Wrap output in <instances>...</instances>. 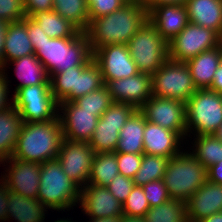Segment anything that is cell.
Returning a JSON list of instances; mask_svg holds the SVG:
<instances>
[{
  "mask_svg": "<svg viewBox=\"0 0 222 222\" xmlns=\"http://www.w3.org/2000/svg\"><path fill=\"white\" fill-rule=\"evenodd\" d=\"M90 22L98 17L108 15L126 4L124 0H86Z\"/></svg>",
  "mask_w": 222,
  "mask_h": 222,
  "instance_id": "obj_40",
  "label": "cell"
},
{
  "mask_svg": "<svg viewBox=\"0 0 222 222\" xmlns=\"http://www.w3.org/2000/svg\"><path fill=\"white\" fill-rule=\"evenodd\" d=\"M148 20L147 7L136 3H126L108 15L92 20L85 34L94 53L109 44H125Z\"/></svg>",
  "mask_w": 222,
  "mask_h": 222,
  "instance_id": "obj_1",
  "label": "cell"
},
{
  "mask_svg": "<svg viewBox=\"0 0 222 222\" xmlns=\"http://www.w3.org/2000/svg\"><path fill=\"white\" fill-rule=\"evenodd\" d=\"M123 205V214L133 217H144L150 209L141 186H134Z\"/></svg>",
  "mask_w": 222,
  "mask_h": 222,
  "instance_id": "obj_37",
  "label": "cell"
},
{
  "mask_svg": "<svg viewBox=\"0 0 222 222\" xmlns=\"http://www.w3.org/2000/svg\"><path fill=\"white\" fill-rule=\"evenodd\" d=\"M62 140L59 117L52 121L24 122L11 157L42 164L57 158Z\"/></svg>",
  "mask_w": 222,
  "mask_h": 222,
  "instance_id": "obj_2",
  "label": "cell"
},
{
  "mask_svg": "<svg viewBox=\"0 0 222 222\" xmlns=\"http://www.w3.org/2000/svg\"><path fill=\"white\" fill-rule=\"evenodd\" d=\"M148 21L167 41H171L189 23L184 5L161 4L148 11Z\"/></svg>",
  "mask_w": 222,
  "mask_h": 222,
  "instance_id": "obj_21",
  "label": "cell"
},
{
  "mask_svg": "<svg viewBox=\"0 0 222 222\" xmlns=\"http://www.w3.org/2000/svg\"><path fill=\"white\" fill-rule=\"evenodd\" d=\"M79 206L89 219L115 217L123 214V205L107 187L86 184L81 188Z\"/></svg>",
  "mask_w": 222,
  "mask_h": 222,
  "instance_id": "obj_19",
  "label": "cell"
},
{
  "mask_svg": "<svg viewBox=\"0 0 222 222\" xmlns=\"http://www.w3.org/2000/svg\"><path fill=\"white\" fill-rule=\"evenodd\" d=\"M35 54L26 28V18L7 23L4 40L3 66L23 56Z\"/></svg>",
  "mask_w": 222,
  "mask_h": 222,
  "instance_id": "obj_26",
  "label": "cell"
},
{
  "mask_svg": "<svg viewBox=\"0 0 222 222\" xmlns=\"http://www.w3.org/2000/svg\"><path fill=\"white\" fill-rule=\"evenodd\" d=\"M169 158L143 154L141 166L135 174L133 181L136 186L163 179Z\"/></svg>",
  "mask_w": 222,
  "mask_h": 222,
  "instance_id": "obj_35",
  "label": "cell"
},
{
  "mask_svg": "<svg viewBox=\"0 0 222 222\" xmlns=\"http://www.w3.org/2000/svg\"><path fill=\"white\" fill-rule=\"evenodd\" d=\"M7 22L0 20V69L3 67L4 40Z\"/></svg>",
  "mask_w": 222,
  "mask_h": 222,
  "instance_id": "obj_49",
  "label": "cell"
},
{
  "mask_svg": "<svg viewBox=\"0 0 222 222\" xmlns=\"http://www.w3.org/2000/svg\"><path fill=\"white\" fill-rule=\"evenodd\" d=\"M74 102L83 110L93 111L100 118L113 101L106 85H104L97 90L77 98Z\"/></svg>",
  "mask_w": 222,
  "mask_h": 222,
  "instance_id": "obj_36",
  "label": "cell"
},
{
  "mask_svg": "<svg viewBox=\"0 0 222 222\" xmlns=\"http://www.w3.org/2000/svg\"><path fill=\"white\" fill-rule=\"evenodd\" d=\"M137 70L152 76L168 59V42L147 20L127 43Z\"/></svg>",
  "mask_w": 222,
  "mask_h": 222,
  "instance_id": "obj_8",
  "label": "cell"
},
{
  "mask_svg": "<svg viewBox=\"0 0 222 222\" xmlns=\"http://www.w3.org/2000/svg\"><path fill=\"white\" fill-rule=\"evenodd\" d=\"M104 85L101 69L94 60L50 75L51 92L58 103L74 101Z\"/></svg>",
  "mask_w": 222,
  "mask_h": 222,
  "instance_id": "obj_7",
  "label": "cell"
},
{
  "mask_svg": "<svg viewBox=\"0 0 222 222\" xmlns=\"http://www.w3.org/2000/svg\"><path fill=\"white\" fill-rule=\"evenodd\" d=\"M143 144L144 154L171 158L179 154L186 143L175 131L145 119Z\"/></svg>",
  "mask_w": 222,
  "mask_h": 222,
  "instance_id": "obj_20",
  "label": "cell"
},
{
  "mask_svg": "<svg viewBox=\"0 0 222 222\" xmlns=\"http://www.w3.org/2000/svg\"><path fill=\"white\" fill-rule=\"evenodd\" d=\"M135 110L132 105L126 103L113 101L110 104V107L99 118L89 141L95 153L115 152L120 130Z\"/></svg>",
  "mask_w": 222,
  "mask_h": 222,
  "instance_id": "obj_12",
  "label": "cell"
},
{
  "mask_svg": "<svg viewBox=\"0 0 222 222\" xmlns=\"http://www.w3.org/2000/svg\"><path fill=\"white\" fill-rule=\"evenodd\" d=\"M94 154L89 142L63 138L57 160L68 177L82 188L89 181Z\"/></svg>",
  "mask_w": 222,
  "mask_h": 222,
  "instance_id": "obj_14",
  "label": "cell"
},
{
  "mask_svg": "<svg viewBox=\"0 0 222 222\" xmlns=\"http://www.w3.org/2000/svg\"><path fill=\"white\" fill-rule=\"evenodd\" d=\"M189 22L215 31L222 37V0H188Z\"/></svg>",
  "mask_w": 222,
  "mask_h": 222,
  "instance_id": "obj_24",
  "label": "cell"
},
{
  "mask_svg": "<svg viewBox=\"0 0 222 222\" xmlns=\"http://www.w3.org/2000/svg\"><path fill=\"white\" fill-rule=\"evenodd\" d=\"M222 60V44L186 62L196 89H209Z\"/></svg>",
  "mask_w": 222,
  "mask_h": 222,
  "instance_id": "obj_23",
  "label": "cell"
},
{
  "mask_svg": "<svg viewBox=\"0 0 222 222\" xmlns=\"http://www.w3.org/2000/svg\"><path fill=\"white\" fill-rule=\"evenodd\" d=\"M10 190L5 181L0 177V221H8L7 206Z\"/></svg>",
  "mask_w": 222,
  "mask_h": 222,
  "instance_id": "obj_46",
  "label": "cell"
},
{
  "mask_svg": "<svg viewBox=\"0 0 222 222\" xmlns=\"http://www.w3.org/2000/svg\"><path fill=\"white\" fill-rule=\"evenodd\" d=\"M28 17L39 11L53 10V0H23Z\"/></svg>",
  "mask_w": 222,
  "mask_h": 222,
  "instance_id": "obj_45",
  "label": "cell"
},
{
  "mask_svg": "<svg viewBox=\"0 0 222 222\" xmlns=\"http://www.w3.org/2000/svg\"><path fill=\"white\" fill-rule=\"evenodd\" d=\"M27 17L23 0H0V20L10 23Z\"/></svg>",
  "mask_w": 222,
  "mask_h": 222,
  "instance_id": "obj_39",
  "label": "cell"
},
{
  "mask_svg": "<svg viewBox=\"0 0 222 222\" xmlns=\"http://www.w3.org/2000/svg\"><path fill=\"white\" fill-rule=\"evenodd\" d=\"M23 123L14 106L0 111V163L12 156Z\"/></svg>",
  "mask_w": 222,
  "mask_h": 222,
  "instance_id": "obj_29",
  "label": "cell"
},
{
  "mask_svg": "<svg viewBox=\"0 0 222 222\" xmlns=\"http://www.w3.org/2000/svg\"><path fill=\"white\" fill-rule=\"evenodd\" d=\"M143 154L116 153L119 174L133 179L138 172Z\"/></svg>",
  "mask_w": 222,
  "mask_h": 222,
  "instance_id": "obj_41",
  "label": "cell"
},
{
  "mask_svg": "<svg viewBox=\"0 0 222 222\" xmlns=\"http://www.w3.org/2000/svg\"><path fill=\"white\" fill-rule=\"evenodd\" d=\"M6 166L1 178L7 184L10 192L21 194L26 198H38L40 185L41 163L22 161L10 157L0 163ZM9 164V165H8Z\"/></svg>",
  "mask_w": 222,
  "mask_h": 222,
  "instance_id": "obj_15",
  "label": "cell"
},
{
  "mask_svg": "<svg viewBox=\"0 0 222 222\" xmlns=\"http://www.w3.org/2000/svg\"><path fill=\"white\" fill-rule=\"evenodd\" d=\"M7 203L8 221L15 219L17 222H45L48 208L38 199L10 192Z\"/></svg>",
  "mask_w": 222,
  "mask_h": 222,
  "instance_id": "obj_28",
  "label": "cell"
},
{
  "mask_svg": "<svg viewBox=\"0 0 222 222\" xmlns=\"http://www.w3.org/2000/svg\"><path fill=\"white\" fill-rule=\"evenodd\" d=\"M81 188L71 180L56 159L41 164L38 200L48 210H71L80 201ZM77 204V205H76Z\"/></svg>",
  "mask_w": 222,
  "mask_h": 222,
  "instance_id": "obj_4",
  "label": "cell"
},
{
  "mask_svg": "<svg viewBox=\"0 0 222 222\" xmlns=\"http://www.w3.org/2000/svg\"><path fill=\"white\" fill-rule=\"evenodd\" d=\"M126 3H136L138 0H124Z\"/></svg>",
  "mask_w": 222,
  "mask_h": 222,
  "instance_id": "obj_58",
  "label": "cell"
},
{
  "mask_svg": "<svg viewBox=\"0 0 222 222\" xmlns=\"http://www.w3.org/2000/svg\"><path fill=\"white\" fill-rule=\"evenodd\" d=\"M185 222H202V221H197V220H192V219H189L188 217L186 218Z\"/></svg>",
  "mask_w": 222,
  "mask_h": 222,
  "instance_id": "obj_57",
  "label": "cell"
},
{
  "mask_svg": "<svg viewBox=\"0 0 222 222\" xmlns=\"http://www.w3.org/2000/svg\"><path fill=\"white\" fill-rule=\"evenodd\" d=\"M187 217L202 221L222 211V185L206 181L187 201Z\"/></svg>",
  "mask_w": 222,
  "mask_h": 222,
  "instance_id": "obj_22",
  "label": "cell"
},
{
  "mask_svg": "<svg viewBox=\"0 0 222 222\" xmlns=\"http://www.w3.org/2000/svg\"><path fill=\"white\" fill-rule=\"evenodd\" d=\"M120 222H145L143 217H133L122 214L120 216Z\"/></svg>",
  "mask_w": 222,
  "mask_h": 222,
  "instance_id": "obj_51",
  "label": "cell"
},
{
  "mask_svg": "<svg viewBox=\"0 0 222 222\" xmlns=\"http://www.w3.org/2000/svg\"><path fill=\"white\" fill-rule=\"evenodd\" d=\"M208 181L222 185V160L207 169Z\"/></svg>",
  "mask_w": 222,
  "mask_h": 222,
  "instance_id": "obj_47",
  "label": "cell"
},
{
  "mask_svg": "<svg viewBox=\"0 0 222 222\" xmlns=\"http://www.w3.org/2000/svg\"><path fill=\"white\" fill-rule=\"evenodd\" d=\"M112 101L132 105L140 109L152 96L151 76L139 72L138 74L108 81L106 84Z\"/></svg>",
  "mask_w": 222,
  "mask_h": 222,
  "instance_id": "obj_18",
  "label": "cell"
},
{
  "mask_svg": "<svg viewBox=\"0 0 222 222\" xmlns=\"http://www.w3.org/2000/svg\"><path fill=\"white\" fill-rule=\"evenodd\" d=\"M152 96L186 102L197 90L185 62L167 59L151 76Z\"/></svg>",
  "mask_w": 222,
  "mask_h": 222,
  "instance_id": "obj_9",
  "label": "cell"
},
{
  "mask_svg": "<svg viewBox=\"0 0 222 222\" xmlns=\"http://www.w3.org/2000/svg\"><path fill=\"white\" fill-rule=\"evenodd\" d=\"M26 28L35 51L38 49V46L50 39L42 28L28 16L26 17Z\"/></svg>",
  "mask_w": 222,
  "mask_h": 222,
  "instance_id": "obj_43",
  "label": "cell"
},
{
  "mask_svg": "<svg viewBox=\"0 0 222 222\" xmlns=\"http://www.w3.org/2000/svg\"><path fill=\"white\" fill-rule=\"evenodd\" d=\"M118 174L116 152L95 153L87 184L107 187Z\"/></svg>",
  "mask_w": 222,
  "mask_h": 222,
  "instance_id": "obj_31",
  "label": "cell"
},
{
  "mask_svg": "<svg viewBox=\"0 0 222 222\" xmlns=\"http://www.w3.org/2000/svg\"><path fill=\"white\" fill-rule=\"evenodd\" d=\"M188 0H154L148 7L147 10L149 11L153 6H158L161 4H173V5H186Z\"/></svg>",
  "mask_w": 222,
  "mask_h": 222,
  "instance_id": "obj_50",
  "label": "cell"
},
{
  "mask_svg": "<svg viewBox=\"0 0 222 222\" xmlns=\"http://www.w3.org/2000/svg\"><path fill=\"white\" fill-rule=\"evenodd\" d=\"M141 187L144 191L150 208L159 206L160 204H163L171 199L169 197L167 187L165 186L163 179L149 182L142 185Z\"/></svg>",
  "mask_w": 222,
  "mask_h": 222,
  "instance_id": "obj_38",
  "label": "cell"
},
{
  "mask_svg": "<svg viewBox=\"0 0 222 222\" xmlns=\"http://www.w3.org/2000/svg\"><path fill=\"white\" fill-rule=\"evenodd\" d=\"M154 0H138V3L140 5H143L145 7H148Z\"/></svg>",
  "mask_w": 222,
  "mask_h": 222,
  "instance_id": "obj_55",
  "label": "cell"
},
{
  "mask_svg": "<svg viewBox=\"0 0 222 222\" xmlns=\"http://www.w3.org/2000/svg\"><path fill=\"white\" fill-rule=\"evenodd\" d=\"M139 110L147 121L175 131L188 144L184 102L151 96Z\"/></svg>",
  "mask_w": 222,
  "mask_h": 222,
  "instance_id": "obj_13",
  "label": "cell"
},
{
  "mask_svg": "<svg viewBox=\"0 0 222 222\" xmlns=\"http://www.w3.org/2000/svg\"><path fill=\"white\" fill-rule=\"evenodd\" d=\"M143 218L145 222H185L186 202L180 199H170L159 206L151 207Z\"/></svg>",
  "mask_w": 222,
  "mask_h": 222,
  "instance_id": "obj_34",
  "label": "cell"
},
{
  "mask_svg": "<svg viewBox=\"0 0 222 222\" xmlns=\"http://www.w3.org/2000/svg\"><path fill=\"white\" fill-rule=\"evenodd\" d=\"M202 222H222V211L208 216Z\"/></svg>",
  "mask_w": 222,
  "mask_h": 222,
  "instance_id": "obj_53",
  "label": "cell"
},
{
  "mask_svg": "<svg viewBox=\"0 0 222 222\" xmlns=\"http://www.w3.org/2000/svg\"><path fill=\"white\" fill-rule=\"evenodd\" d=\"M30 18L34 20L50 38H74L81 32L53 10L36 12Z\"/></svg>",
  "mask_w": 222,
  "mask_h": 222,
  "instance_id": "obj_30",
  "label": "cell"
},
{
  "mask_svg": "<svg viewBox=\"0 0 222 222\" xmlns=\"http://www.w3.org/2000/svg\"><path fill=\"white\" fill-rule=\"evenodd\" d=\"M221 44V37L213 30L189 22L185 28L168 42V58L187 62L201 52Z\"/></svg>",
  "mask_w": 222,
  "mask_h": 222,
  "instance_id": "obj_11",
  "label": "cell"
},
{
  "mask_svg": "<svg viewBox=\"0 0 222 222\" xmlns=\"http://www.w3.org/2000/svg\"><path fill=\"white\" fill-rule=\"evenodd\" d=\"M209 90L215 91L217 93H222V60L218 69L216 70L214 80Z\"/></svg>",
  "mask_w": 222,
  "mask_h": 222,
  "instance_id": "obj_48",
  "label": "cell"
},
{
  "mask_svg": "<svg viewBox=\"0 0 222 222\" xmlns=\"http://www.w3.org/2000/svg\"><path fill=\"white\" fill-rule=\"evenodd\" d=\"M53 11L85 32L89 26V11L86 0H53Z\"/></svg>",
  "mask_w": 222,
  "mask_h": 222,
  "instance_id": "obj_33",
  "label": "cell"
},
{
  "mask_svg": "<svg viewBox=\"0 0 222 222\" xmlns=\"http://www.w3.org/2000/svg\"><path fill=\"white\" fill-rule=\"evenodd\" d=\"M135 186L133 179L123 176L122 174L116 175L111 183L107 186L112 195L123 204L127 196L130 194L132 188Z\"/></svg>",
  "mask_w": 222,
  "mask_h": 222,
  "instance_id": "obj_42",
  "label": "cell"
},
{
  "mask_svg": "<svg viewBox=\"0 0 222 222\" xmlns=\"http://www.w3.org/2000/svg\"><path fill=\"white\" fill-rule=\"evenodd\" d=\"M94 61L99 65L104 83L132 77L139 73L125 44H109L93 53Z\"/></svg>",
  "mask_w": 222,
  "mask_h": 222,
  "instance_id": "obj_16",
  "label": "cell"
},
{
  "mask_svg": "<svg viewBox=\"0 0 222 222\" xmlns=\"http://www.w3.org/2000/svg\"><path fill=\"white\" fill-rule=\"evenodd\" d=\"M88 222H120V216L89 219Z\"/></svg>",
  "mask_w": 222,
  "mask_h": 222,
  "instance_id": "obj_52",
  "label": "cell"
},
{
  "mask_svg": "<svg viewBox=\"0 0 222 222\" xmlns=\"http://www.w3.org/2000/svg\"><path fill=\"white\" fill-rule=\"evenodd\" d=\"M12 97L13 106L23 122L52 121L58 117L59 103L51 92L50 84L20 88Z\"/></svg>",
  "mask_w": 222,
  "mask_h": 222,
  "instance_id": "obj_10",
  "label": "cell"
},
{
  "mask_svg": "<svg viewBox=\"0 0 222 222\" xmlns=\"http://www.w3.org/2000/svg\"><path fill=\"white\" fill-rule=\"evenodd\" d=\"M35 56L45 66L49 76L73 67L89 65L94 60L85 32H80L74 38H50L38 46Z\"/></svg>",
  "mask_w": 222,
  "mask_h": 222,
  "instance_id": "obj_3",
  "label": "cell"
},
{
  "mask_svg": "<svg viewBox=\"0 0 222 222\" xmlns=\"http://www.w3.org/2000/svg\"><path fill=\"white\" fill-rule=\"evenodd\" d=\"M208 180L207 168L184 150L169 158L163 181L171 199L186 202Z\"/></svg>",
  "mask_w": 222,
  "mask_h": 222,
  "instance_id": "obj_5",
  "label": "cell"
},
{
  "mask_svg": "<svg viewBox=\"0 0 222 222\" xmlns=\"http://www.w3.org/2000/svg\"><path fill=\"white\" fill-rule=\"evenodd\" d=\"M187 139L214 134L222 124V93L197 89L185 102Z\"/></svg>",
  "mask_w": 222,
  "mask_h": 222,
  "instance_id": "obj_6",
  "label": "cell"
},
{
  "mask_svg": "<svg viewBox=\"0 0 222 222\" xmlns=\"http://www.w3.org/2000/svg\"><path fill=\"white\" fill-rule=\"evenodd\" d=\"M9 75L2 71V69H0V111L9 109L13 106V97L8 98V96H12L10 95V91L9 87H11V85L9 83H11L9 77ZM12 100V101H11Z\"/></svg>",
  "mask_w": 222,
  "mask_h": 222,
  "instance_id": "obj_44",
  "label": "cell"
},
{
  "mask_svg": "<svg viewBox=\"0 0 222 222\" xmlns=\"http://www.w3.org/2000/svg\"><path fill=\"white\" fill-rule=\"evenodd\" d=\"M70 219H65V217L64 218H60L59 220L57 219L55 222H74V221H72L71 220V217H69Z\"/></svg>",
  "mask_w": 222,
  "mask_h": 222,
  "instance_id": "obj_56",
  "label": "cell"
},
{
  "mask_svg": "<svg viewBox=\"0 0 222 222\" xmlns=\"http://www.w3.org/2000/svg\"><path fill=\"white\" fill-rule=\"evenodd\" d=\"M193 139L192 148L188 147L190 153L207 169L222 160V141L214 134L194 136Z\"/></svg>",
  "mask_w": 222,
  "mask_h": 222,
  "instance_id": "obj_32",
  "label": "cell"
},
{
  "mask_svg": "<svg viewBox=\"0 0 222 222\" xmlns=\"http://www.w3.org/2000/svg\"><path fill=\"white\" fill-rule=\"evenodd\" d=\"M214 135L222 141V124L219 126V128L217 129V131L214 133Z\"/></svg>",
  "mask_w": 222,
  "mask_h": 222,
  "instance_id": "obj_54",
  "label": "cell"
},
{
  "mask_svg": "<svg viewBox=\"0 0 222 222\" xmlns=\"http://www.w3.org/2000/svg\"><path fill=\"white\" fill-rule=\"evenodd\" d=\"M58 117L63 138L79 142L91 140L99 120L93 111L83 110L74 101L59 103Z\"/></svg>",
  "mask_w": 222,
  "mask_h": 222,
  "instance_id": "obj_17",
  "label": "cell"
},
{
  "mask_svg": "<svg viewBox=\"0 0 222 222\" xmlns=\"http://www.w3.org/2000/svg\"><path fill=\"white\" fill-rule=\"evenodd\" d=\"M14 64V65H12ZM10 65L14 66L16 78L20 81L14 88V93L24 87L39 85V84H50V76L46 71L45 66L35 56V54L23 56L11 62L5 64L1 69L2 71H8Z\"/></svg>",
  "mask_w": 222,
  "mask_h": 222,
  "instance_id": "obj_25",
  "label": "cell"
},
{
  "mask_svg": "<svg viewBox=\"0 0 222 222\" xmlns=\"http://www.w3.org/2000/svg\"><path fill=\"white\" fill-rule=\"evenodd\" d=\"M145 116L136 109L126 121L119 133L116 153L144 154Z\"/></svg>",
  "mask_w": 222,
  "mask_h": 222,
  "instance_id": "obj_27",
  "label": "cell"
}]
</instances>
